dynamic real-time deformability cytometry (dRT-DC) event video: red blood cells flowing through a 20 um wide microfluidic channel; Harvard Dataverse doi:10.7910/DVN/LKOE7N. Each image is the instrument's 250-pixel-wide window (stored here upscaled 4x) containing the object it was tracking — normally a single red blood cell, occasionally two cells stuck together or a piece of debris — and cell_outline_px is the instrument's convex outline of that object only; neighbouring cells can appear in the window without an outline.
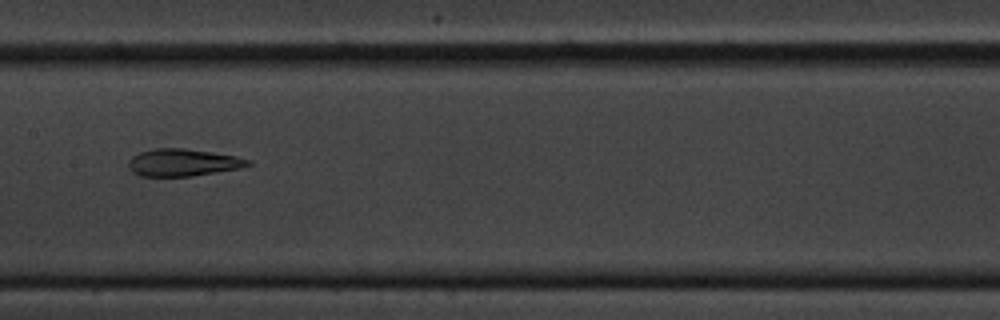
{"species": "common noctule bat (a hibernating species)", "species_latin": "Nyctalus noctula", "temperature_condition": "cold", "stored_images_in_passage": 8, "camera_frame_rate_fps": 3000, "um_per_image_px": 0.085, "animal": {"sex": "male", "body_mass_g": 20.1, "forearm_length_mm": 53.5}, "frame": {"image": 1, "passage_image": 5, "time_ms": 4.667, "image_size_px": [1000, 320], "cell_outline_px": [[252, 164], [240, 168], [192, 176], [140, 176], [132, 172], [128, 168], [128, 160], [132, 156], [140, 152], [156, 148], [184, 148], [212, 152], [236, 156], [252, 160]], "centroid_in_image_um": [15.54, 13.81], "position_along_channel_um": 191.9, "area_um2": 19.07}}
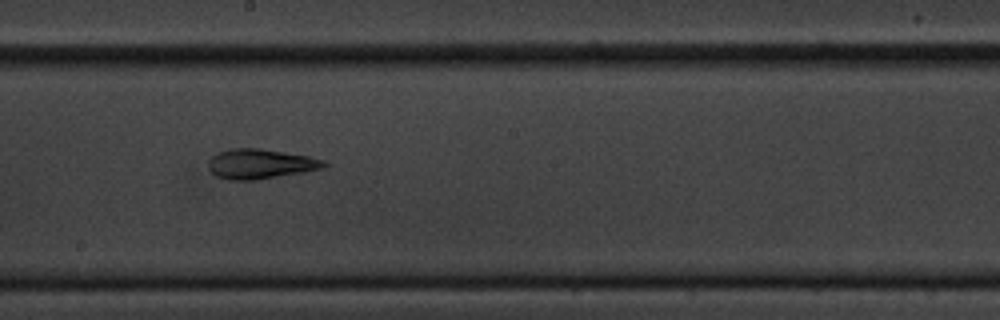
{"frame": {"image": 2, "passage_image": 6, "time_ms": 5.667, "image_size_px": [1000, 320], "cell_outline_px": [[328, 164], [324, 168], [304, 172], [256, 180], [228, 180], [216, 176], [208, 168], [208, 160], [216, 152], [232, 148], [260, 148], [312, 156], [324, 160]], "centroid_in_image_um": [22.14, 13.92], "position_along_channel_um": 226.1, "area_um2": 20.4}}